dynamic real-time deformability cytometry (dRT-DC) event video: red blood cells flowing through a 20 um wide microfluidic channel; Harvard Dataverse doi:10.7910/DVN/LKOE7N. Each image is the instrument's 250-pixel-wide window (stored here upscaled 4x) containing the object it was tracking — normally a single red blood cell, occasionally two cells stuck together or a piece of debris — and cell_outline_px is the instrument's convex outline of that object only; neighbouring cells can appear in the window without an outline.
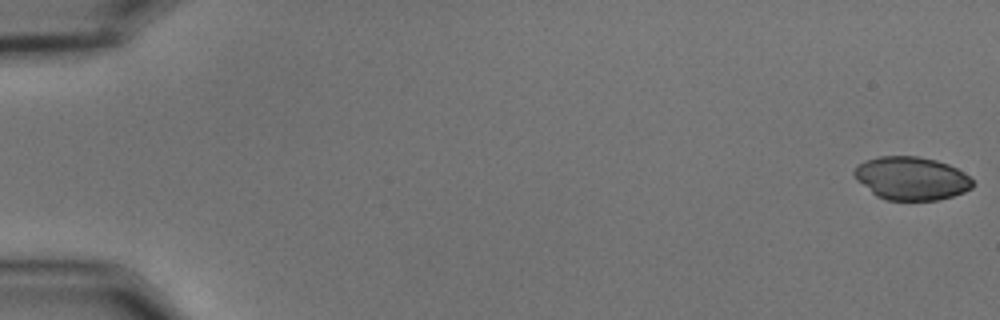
{"species": "common noctule bat (a hibernating species)", "species_latin": "Nyctalus noctula", "temperature_condition": "cold", "stored_images_in_passage": 56, "camera_frame_rate_fps": 3000, "um_per_image_px": 0.085, "animal": {"sex": "male", "body_mass_g": 15.6}, "frame": {"image": 1, "passage_image": 1, "time_ms": 0.0, "image_size_px": [1000, 320], "cell_outline_px": [[976, 184], [972, 188], [964, 192], [940, 200], [884, 200], [876, 196], [856, 180], [852, 172], [856, 164], [864, 160], [880, 156], [920, 156], [936, 160], [948, 164], [956, 168], [968, 176]], "centroid_in_image_um": [77.43, 15.16], "position_along_channel_um": 7.6, "area_um2": 30.17}}
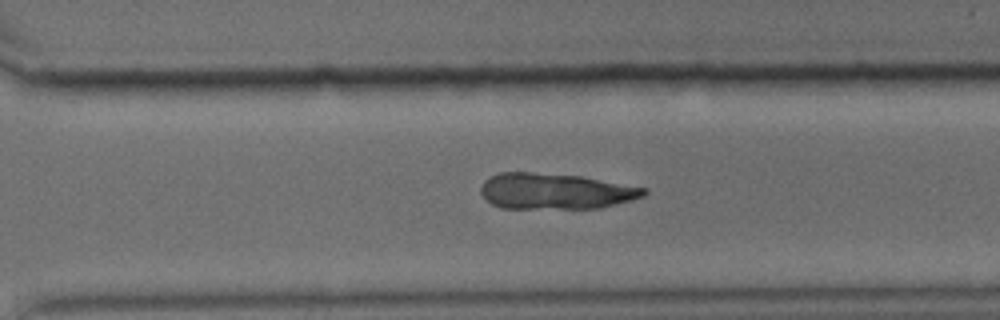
{"frame": {"image": 2, "passage_image": 40, "time_ms": 13.0, "image_size_px": [1000, 320], "cell_outline_px": [[648, 192], [644, 196], [632, 200], [600, 208], [500, 208], [492, 204], [480, 192], [480, 188], [484, 180], [500, 172], [528, 172], [580, 176], [648, 188]], "centroid_in_image_um": [47.22, 16.26], "position_along_channel_um": 323.4, "area_um2": 34.04}}
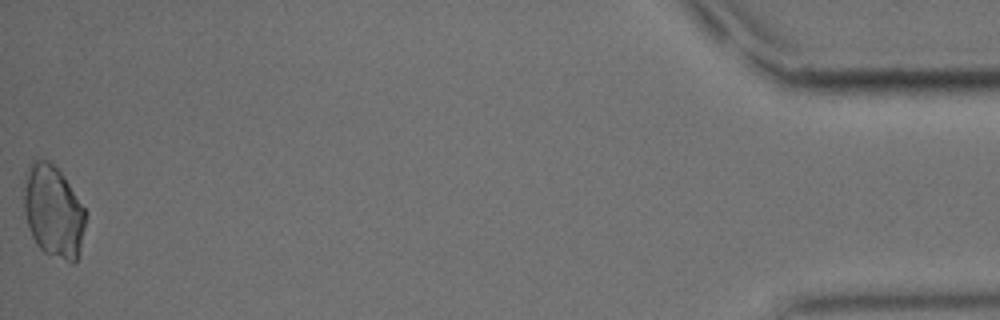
{"frame": {"image": 3, "passage_image": 56, "time_ms": 18.333, "image_size_px": [1000, 320], "cell_outline_px": [[88, 212], [80, 252], [76, 264], [72, 264], [44, 252], [36, 244], [32, 236], [24, 212], [24, 172], [28, 164], [32, 160], [48, 160], [64, 176]], "centroid_in_image_um": [4.55, 17.98], "position_along_channel_um": 430.6, "area_um2": 33.81}}